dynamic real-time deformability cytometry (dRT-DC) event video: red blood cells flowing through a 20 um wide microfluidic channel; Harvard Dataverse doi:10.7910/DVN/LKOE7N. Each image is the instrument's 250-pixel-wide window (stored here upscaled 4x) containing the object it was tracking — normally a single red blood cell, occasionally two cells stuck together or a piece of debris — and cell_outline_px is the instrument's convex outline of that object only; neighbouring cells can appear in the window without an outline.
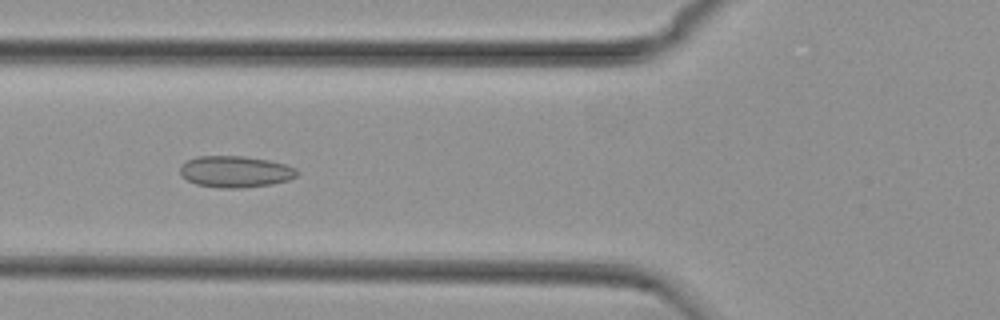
{"species": "common noctule bat (a hibernating species)", "species_latin": "Nyctalus noctula", "temperature_condition": "cold", "stored_images_in_passage": 44, "camera_frame_rate_fps": 3000, "um_per_image_px": 0.085, "animal": {"sex": "female", "body_mass_g": 29.2, "forearm_length_mm": 56.3}, "frame": {"image": 1, "passage_image": 10, "time_ms": 3.0, "image_size_px": [1000, 320], "cell_outline_px": [[300, 172], [296, 176], [288, 180], [272, 184], [240, 188], [220, 188], [196, 184], [188, 180], [180, 172], [180, 164], [196, 156], [244, 156], [268, 160], [284, 164], [296, 168]], "centroid_in_image_um": [20.01, 14.59], "position_along_channel_um": 105.8, "area_um2": 21.44}}
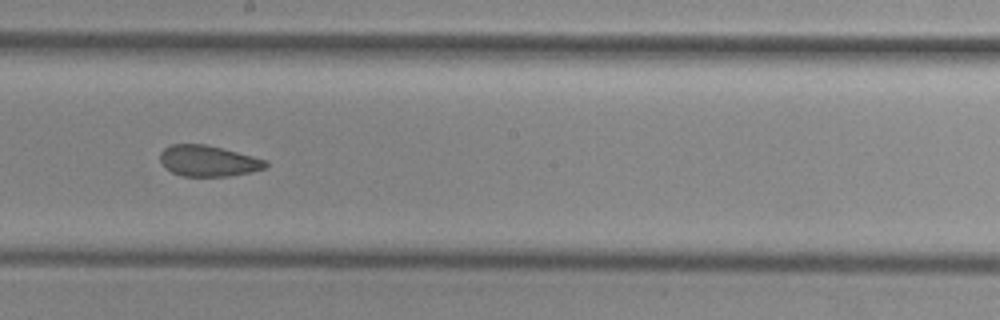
{"frame": {"image": 2, "passage_image": 20, "time_ms": 6.333, "image_size_px": [1000, 320], "cell_outline_px": [[268, 164], [264, 168], [248, 172], [228, 176], [180, 176], [172, 172], [160, 160], [160, 152], [164, 148], [172, 144], [204, 144], [268, 160]], "centroid_in_image_um": [17.68, 13.67], "position_along_channel_um": 230.5, "area_um2": 18.73}}
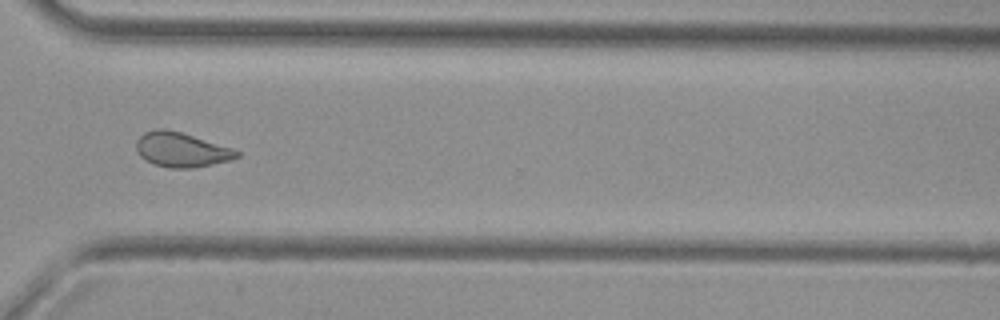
{"frame": {"image": 3, "passage_image": 30, "time_ms": 9.667, "image_size_px": [1000, 320], "cell_outline_px": [[240, 156], [232, 160], [192, 168], [172, 168], [156, 164], [144, 160], [136, 152], [136, 140], [144, 132], [156, 128], [164, 128], [180, 132], [232, 148], [240, 152]], "centroid_in_image_um": [15.39, 12.72], "position_along_channel_um": 355.2, "area_um2": 20.23}, "authors_computed_cell_mechanics": {"area_um2": 20.2878, "velocity_mm_per_s": 3.732, "shape_relaxation_time_tau1_ms": null, "shape_relaxation_time_tau2_ms": 1.7935, "deformation_change_tau1": null, "deformation_change_tau2": 0.0793}}